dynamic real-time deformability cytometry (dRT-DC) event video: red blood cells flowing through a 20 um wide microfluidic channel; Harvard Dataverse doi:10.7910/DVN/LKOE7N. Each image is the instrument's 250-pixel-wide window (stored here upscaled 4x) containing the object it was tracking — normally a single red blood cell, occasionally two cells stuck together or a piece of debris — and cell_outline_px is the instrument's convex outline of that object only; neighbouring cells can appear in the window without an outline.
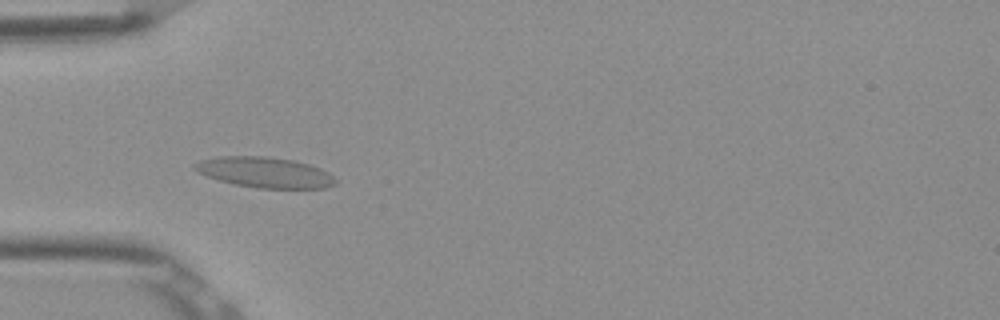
{"species": "Egyptian fruit bat (a non-hibernating species)", "species_latin": "Rousettus aegyptiacus", "temperature_condition": "room temperature", "stored_images_in_passage": 8, "camera_frame_rate_fps": 3000, "um_per_image_px": 0.085, "frame": {"image": 1, "passage_image": 4, "time_ms": 1.0, "image_size_px": [1000, 320], "cell_outline_px": [[336, 184], [324, 188], [256, 188], [236, 184], [220, 180], [196, 172], [192, 168], [192, 164], [200, 160], [216, 156], [264, 156], [292, 160], [308, 164], [320, 168], [328, 172], [336, 180]], "centroid_in_image_um": [22.47, 14.64], "position_along_channel_um": 62.5, "area_um2": 25.03}}
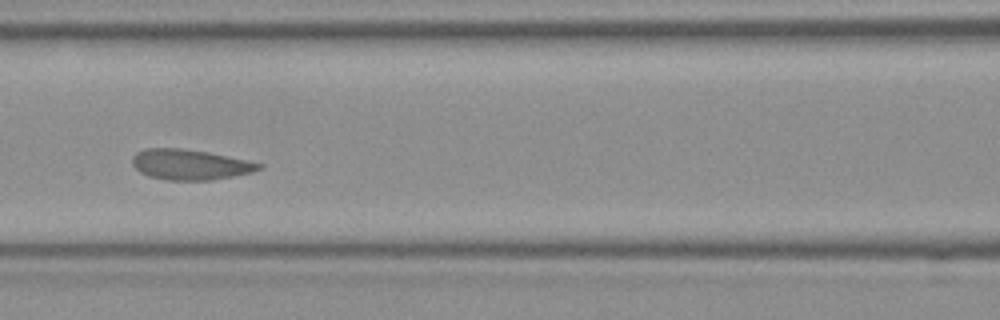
{"frame": {"image": 2, "passage_image": 6, "time_ms": 1.667, "image_size_px": [1000, 320], "cell_outline_px": [[264, 168], [252, 172], [212, 180], [168, 180], [148, 176], [140, 172], [132, 164], [132, 156], [136, 152], [144, 148], [180, 148], [208, 152], [264, 164]], "centroid_in_image_um": [16.14, 13.98], "position_along_channel_um": 150.5, "area_um2": 22.43}}
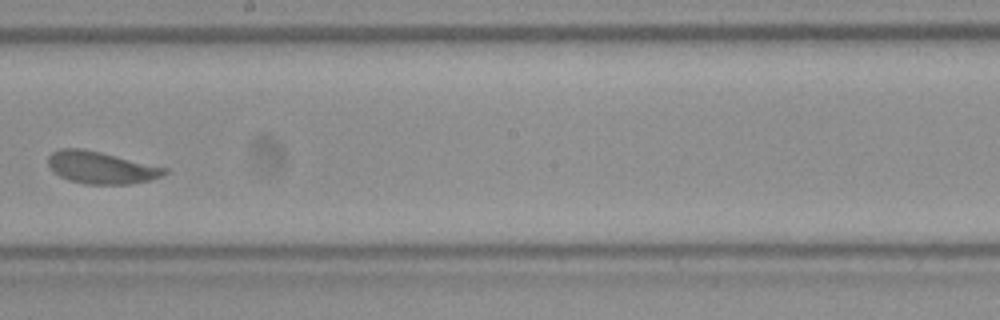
{"frame": {"image": 3, "passage_image": 8, "time_ms": 2.333, "image_size_px": [1000, 320], "cell_outline_px": [[168, 172], [160, 176], [148, 180], [132, 184], [84, 184], [68, 180], [60, 176], [48, 164], [48, 156], [52, 152], [60, 148], [80, 148], [100, 152], [168, 168]], "centroid_in_image_um": [8.58, 14.24], "position_along_channel_um": 239.6, "area_um2": 21.62}}